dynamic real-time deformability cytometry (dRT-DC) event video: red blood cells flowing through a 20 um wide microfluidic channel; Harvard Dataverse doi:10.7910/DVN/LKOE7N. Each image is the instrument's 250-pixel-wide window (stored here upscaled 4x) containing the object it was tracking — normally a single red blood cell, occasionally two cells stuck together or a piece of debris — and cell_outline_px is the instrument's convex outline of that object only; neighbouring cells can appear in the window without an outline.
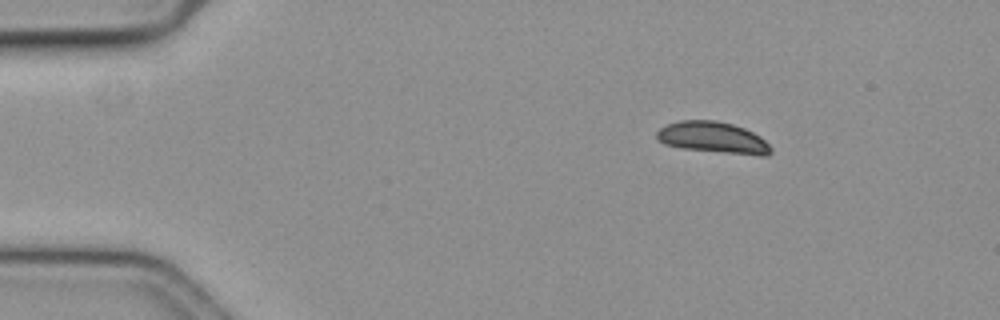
{"species": "common noctule bat (a hibernating species)", "species_latin": "Nyctalus noctula", "temperature_condition": "cold", "stored_images_in_passage": 50, "camera_frame_rate_fps": 3000, "um_per_image_px": 0.085, "animal": {"sex": "female", "body_mass_g": 19.3, "forearm_length_mm": 54.1}, "frame": {"image": 1, "passage_image": 1, "time_ms": 0.0, "image_size_px": [1000, 320], "cell_outline_px": [[772, 152], [768, 156], [760, 156], [680, 148], [664, 144], [656, 140], [656, 132], [660, 128], [668, 124], [680, 120], [716, 120], [732, 124], [744, 128], [760, 136], [772, 148]], "centroid_in_image_um": [60.6, 11.7], "position_along_channel_um": 24.4, "area_um2": 20.98}}
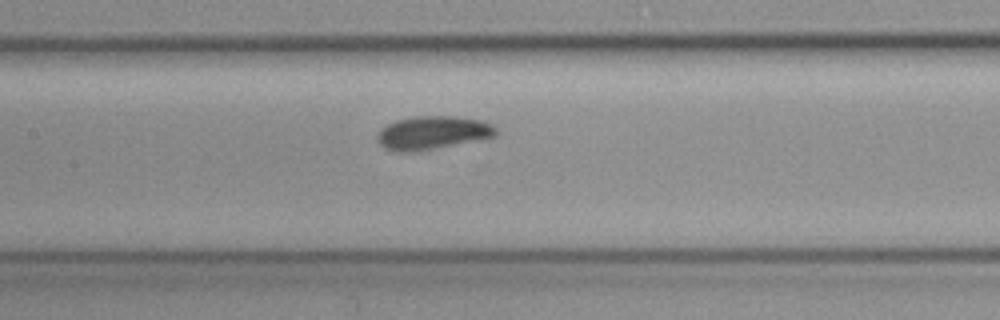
{"frame": {"image": 2, "passage_image": 20, "time_ms": 6.333, "image_size_px": [1000, 320], "cell_outline_px": [[496, 136], [416, 152], [396, 152], [384, 148], [380, 144], [376, 136], [380, 128], [396, 120], [416, 116], [456, 116], [484, 120], [492, 124], [496, 128]], "centroid_in_image_um": [36.75, 11.28], "position_along_channel_um": 170.7, "area_um2": 23.18}}
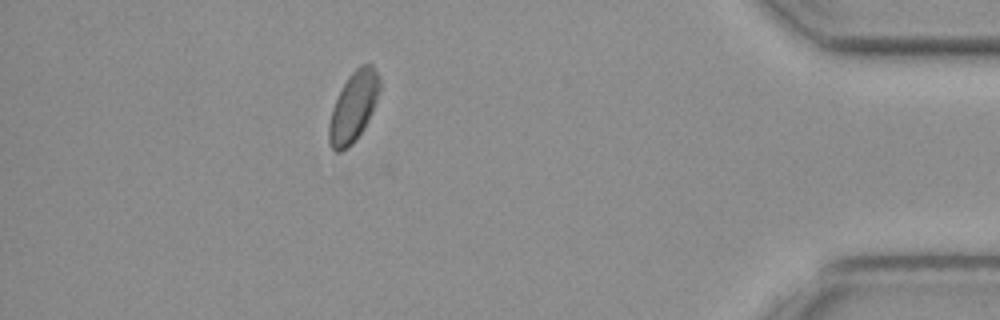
{"frame": {"image": 3, "passage_image": 44, "time_ms": 14.333, "image_size_px": [1000, 320], "cell_outline_px": [[380, 88], [372, 112], [364, 128], [356, 140], [348, 148], [340, 152], [336, 152], [332, 148], [328, 140], [328, 124], [332, 108], [348, 76], [360, 64], [372, 64], [380, 76]], "centroid_in_image_um": [30.04, 9.09], "position_along_channel_um": 405.2, "area_um2": 20.69}, "authors_computed_cell_mechanics": {"area_um2": 21.675, "velocity_mm_per_s": 3.5403, "shape_relaxation_time_tau1_ms": 5.3065, "shape_relaxation_time_tau2_ms": 3.6191, "deformation_change_tau1": 0.1162, "deformation_change_tau2": 0.0685}}